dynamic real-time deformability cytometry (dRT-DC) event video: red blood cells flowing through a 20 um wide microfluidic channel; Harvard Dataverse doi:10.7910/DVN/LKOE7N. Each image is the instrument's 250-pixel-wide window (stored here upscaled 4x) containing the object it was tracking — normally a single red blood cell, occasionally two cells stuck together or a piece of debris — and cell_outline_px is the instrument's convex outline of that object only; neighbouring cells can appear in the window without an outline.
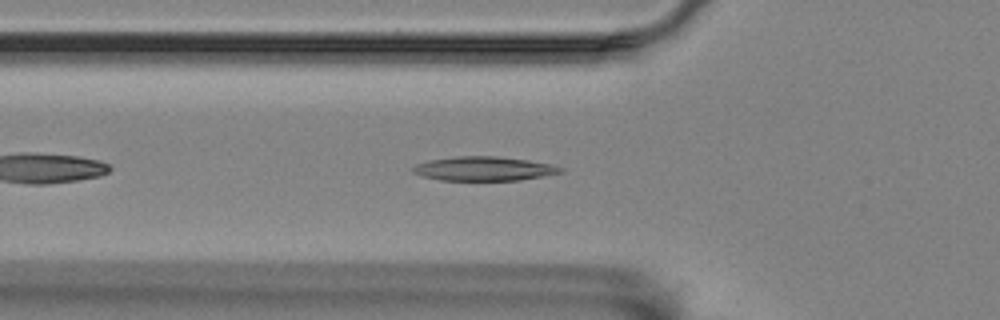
{"species": "Egyptian fruit bat (a non-hibernating species)", "species_latin": "Rousettus aegyptiacus", "temperature_condition": "room temperature", "stored_images_in_passage": 16, "camera_frame_rate_fps": 3000, "um_per_image_px": 0.085, "animal": {"sex": "female"}, "frame": {"image": 1, "passage_image": 7, "time_ms": 2.0, "image_size_px": [1000, 320], "cell_outline_px": [[564, 172], [544, 176], [520, 180], [440, 180], [420, 176], [412, 172], [412, 168], [416, 164], [432, 160], [456, 156], [496, 156], [528, 160], [552, 164], [564, 168]], "centroid_in_image_um": [41.16, 14.34], "position_along_channel_um": 84.6, "area_um2": 20.81}}
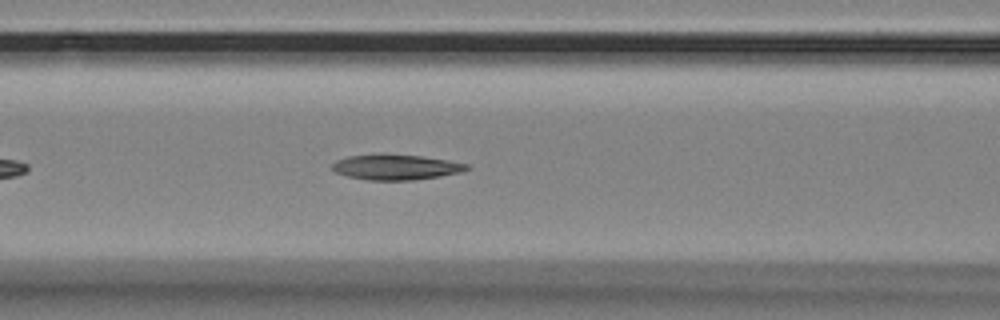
{"frame": {"image": 2, "passage_image": 11, "time_ms": 3.333, "image_size_px": [1000, 320], "cell_outline_px": [[472, 168], [464, 172], [440, 176], [412, 180], [368, 180], [348, 176], [336, 172], [332, 168], [332, 164], [336, 160], [348, 156], [420, 156], [448, 160], [468, 164]], "centroid_in_image_um": [33.73, 14.24], "position_along_channel_um": 132.9, "area_um2": 19.25}}
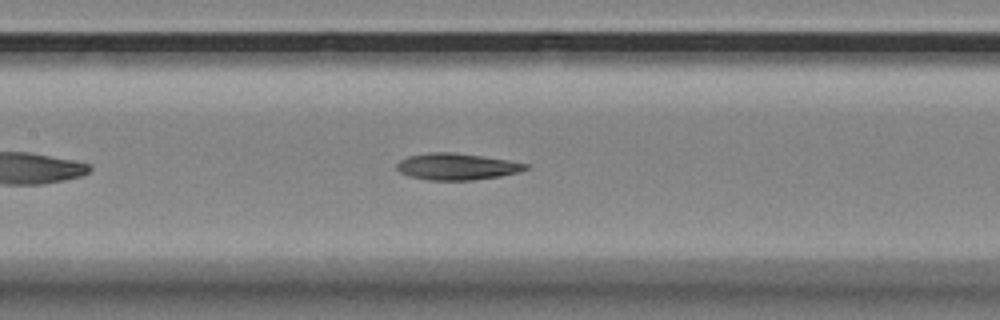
{"frame": {"image": 3, "passage_image": 14, "time_ms": 4.333, "image_size_px": [1000, 320], "cell_outline_px": [[528, 168], [516, 172], [500, 176], [472, 180], [428, 180], [408, 176], [400, 172], [396, 168], [396, 164], [400, 160], [408, 156], [432, 152], [456, 152], [508, 160], [528, 164]], "centroid_in_image_um": [38.78, 14.15], "position_along_channel_um": 168.6, "area_um2": 19.88}}